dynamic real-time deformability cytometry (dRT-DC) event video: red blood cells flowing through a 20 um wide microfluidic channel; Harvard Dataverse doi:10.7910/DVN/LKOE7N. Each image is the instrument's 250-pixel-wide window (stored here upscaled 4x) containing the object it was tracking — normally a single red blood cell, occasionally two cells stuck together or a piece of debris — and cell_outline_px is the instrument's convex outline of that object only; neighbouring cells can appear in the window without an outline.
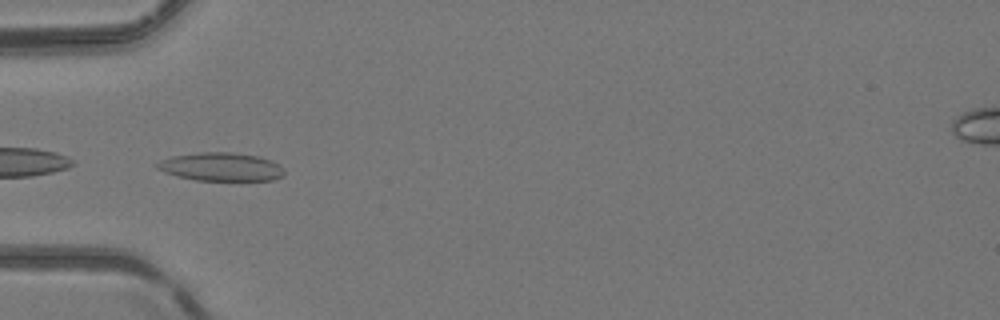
{"species": "common noctule bat (a hibernating species)", "species_latin": "Nyctalus noctula", "temperature_condition": "room temperature", "stored_images_in_passage": 44, "camera_frame_rate_fps": 3000, "um_per_image_px": 0.085, "animal": {"sex": "female", "body_mass_g": 24.6, "forearm_length_mm": 56.2}, "frame": {"image": 1, "passage_image": 17, "time_ms": 5.333, "image_size_px": [1000, 320], "cell_outline_px": [[284, 176], [272, 180], [196, 180], [176, 176], [164, 172], [156, 168], [156, 164], [172, 156], [200, 152], [232, 152], [260, 156], [272, 160], [280, 164], [284, 168]], "centroid_in_image_um": [18.84, 14.18], "position_along_channel_um": 66.2, "area_um2": 21.1}}
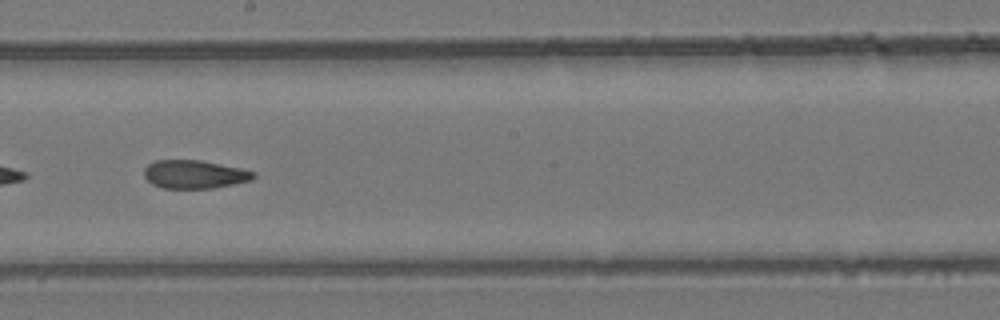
{"frame": {"image": 2, "passage_image": 29, "time_ms": 9.333, "image_size_px": [1000, 320], "cell_outline_px": [[256, 176], [252, 180], [212, 188], [164, 188], [152, 184], [144, 176], [144, 168], [148, 164], [156, 160], [200, 160], [240, 168], [256, 172]], "centroid_in_image_um": [16.53, 14.81], "position_along_channel_um": 231.7, "area_um2": 17.98}}
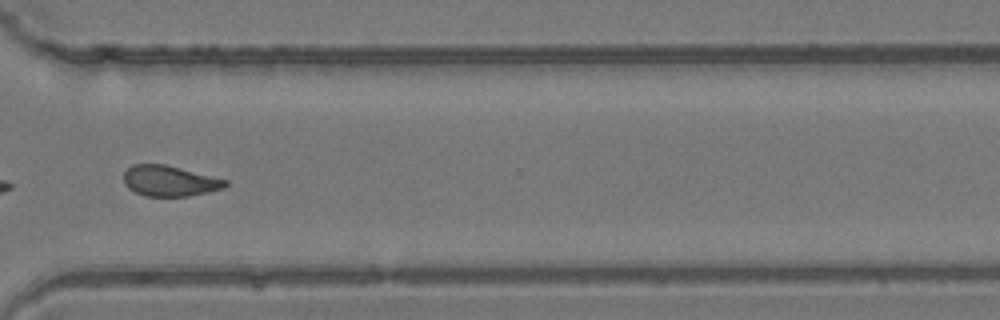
{"frame": {"image": 3, "passage_image": 38, "time_ms": 12.333, "image_size_px": [1000, 320], "cell_outline_px": [[228, 184], [224, 188], [208, 192], [188, 196], [144, 196], [128, 188], [124, 184], [124, 172], [132, 164], [164, 164], [228, 180]], "centroid_in_image_um": [14.41, 15.38], "position_along_channel_um": 356.2, "area_um2": 18.09}, "authors_computed_cell_mechanics": {"area_um2": 19.3052, "velocity_mm_per_s": 4.1506, "shape_relaxation_time_tau1_ms": null, "shape_relaxation_time_tau2_ms": 3.0198, "deformation_change_tau1": null, "deformation_change_tau2": 0.0993}}